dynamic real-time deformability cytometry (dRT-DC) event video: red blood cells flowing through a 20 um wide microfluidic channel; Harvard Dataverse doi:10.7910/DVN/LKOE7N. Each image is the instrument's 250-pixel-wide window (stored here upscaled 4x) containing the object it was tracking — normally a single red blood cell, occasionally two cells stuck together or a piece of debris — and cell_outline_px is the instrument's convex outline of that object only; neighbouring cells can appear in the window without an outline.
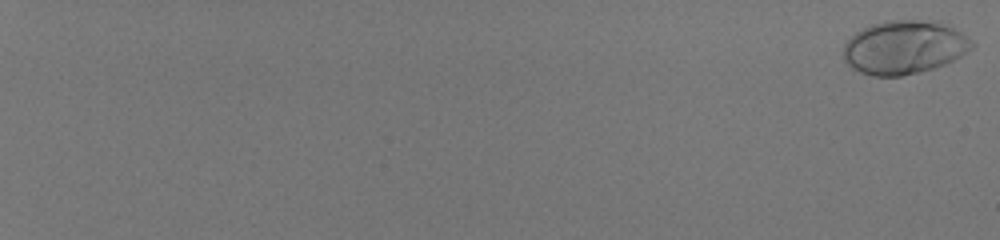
{"species": "human", "species_latin": "Homo sapiens", "temperature_condition": "room temperature", "stored_images_in_passage": 58, "camera_frame_rate_fps": 3000, "um_per_image_px": 0.085, "donor": {"sex": "male"}, "frame": {"image": 1, "passage_image": 1, "time_ms": 0.0, "image_size_px": [1000, 240], "cell_outline_px": [[976, 44], [968, 52], [944, 64], [932, 68], [900, 76], [872, 76], [860, 72], [852, 68], [844, 60], [844, 44], [856, 32], [872, 24], [888, 20], [940, 20], [960, 32], [972, 40]], "centroid_in_image_um": [76.87, 4.0], "position_along_channel_um": 8.1, "area_um2": 40.06}}
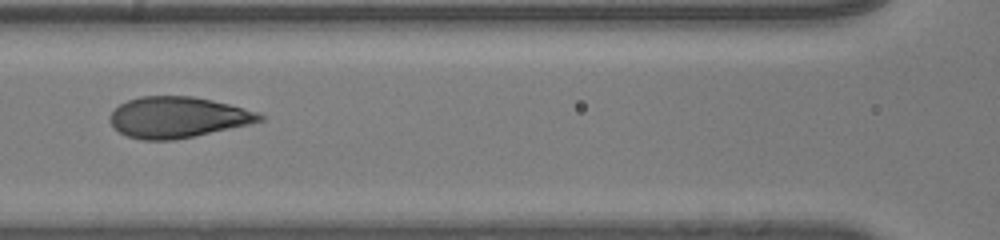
{"frame": {"image": 2, "passage_image": 34, "time_ms": 11.0, "image_size_px": [1000, 240], "cell_outline_px": [[264, 120], [248, 124], [192, 136], [172, 140], [140, 140], [128, 136], [120, 132], [108, 120], [108, 116], [120, 104], [128, 100], [140, 96], [192, 96], [212, 100], [260, 112], [264, 116]], "centroid_in_image_um": [15.08, 9.96], "position_along_channel_um": 151.5, "area_um2": 35.43}}
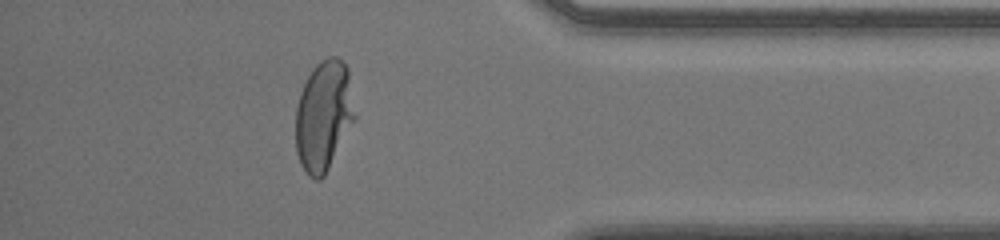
{"frame": {"image": 3, "passage_image": 54, "time_ms": 17.667, "image_size_px": [1000, 240], "cell_outline_px": [[356, 120], [324, 176], [320, 180], [316, 180], [308, 176], [300, 164], [296, 152], [296, 108], [300, 92], [312, 68], [320, 60], [328, 56], [336, 56], [348, 68], [356, 116]], "centroid_in_image_um": [27.52, 9.85], "position_along_channel_um": 407.7, "area_um2": 38.44}, "authors_computed_cell_mechanics": {"area_um2": 36.125, "velocity_mm_per_s": 4.0623, "shape_relaxation_time_tau1_ms": 4.9569, "shape_relaxation_time_tau2_ms": null, "deformation_change_tau1": 0.2427, "deformation_change_tau2": null}}